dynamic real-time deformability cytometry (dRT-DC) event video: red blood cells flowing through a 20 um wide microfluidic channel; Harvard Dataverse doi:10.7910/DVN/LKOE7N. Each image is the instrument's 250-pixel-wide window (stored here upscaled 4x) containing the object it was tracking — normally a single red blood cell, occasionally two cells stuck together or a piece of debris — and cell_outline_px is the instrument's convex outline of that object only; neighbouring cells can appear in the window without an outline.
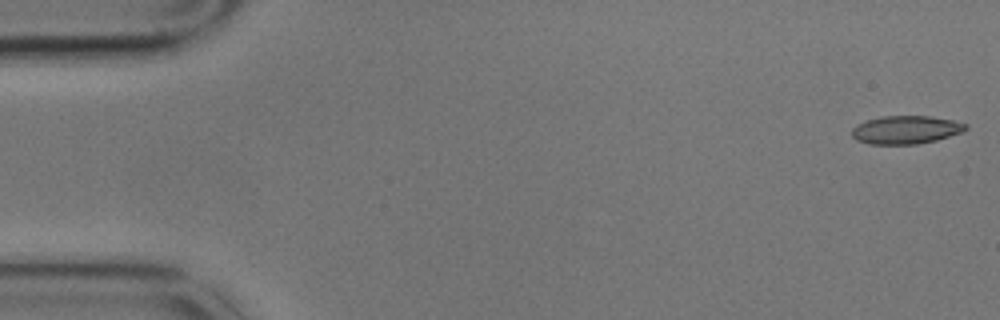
{"species": "common noctule bat (a hibernating species)", "species_latin": "Nyctalus noctula", "temperature_condition": "cold", "stored_images_in_passage": 5, "camera_frame_rate_fps": 3000, "um_per_image_px": 0.085, "animal": {"sex": "male", "body_mass_g": 17.9}, "frame": {"image": 1, "passage_image": 1, "time_ms": 0.0, "image_size_px": [1000, 320], "cell_outline_px": [[968, 128], [960, 132], [936, 140], [916, 144], [868, 144], [856, 140], [852, 136], [852, 128], [856, 124], [868, 120], [884, 116], [928, 116], [952, 120], [968, 124]], "centroid_in_image_um": [76.97, 11.03], "position_along_channel_um": 8.0, "area_um2": 18.55}}
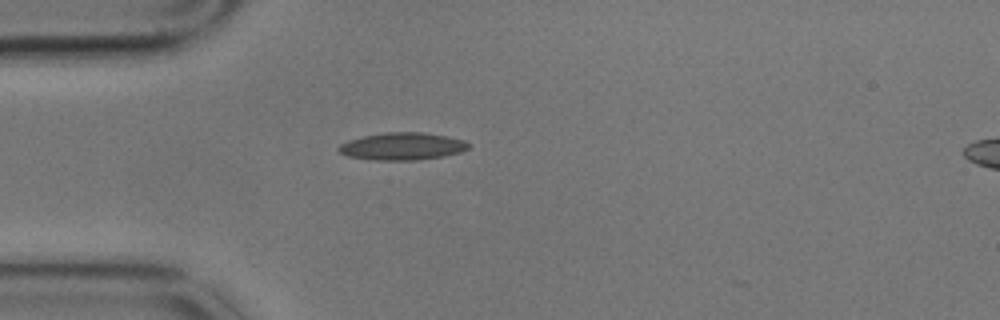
{"frame": {"image": 2, "passage_image": 5, "time_ms": 1.333, "image_size_px": [1000, 320], "cell_outline_px": [[472, 144], [468, 148], [460, 152], [444, 156], [416, 160], [376, 160], [348, 156], [340, 152], [336, 148], [340, 144], [348, 140], [364, 136], [384, 132], [424, 132], [464, 140]], "centroid_in_image_um": [34.2, 12.43], "position_along_channel_um": 50.8, "area_um2": 20.69}}